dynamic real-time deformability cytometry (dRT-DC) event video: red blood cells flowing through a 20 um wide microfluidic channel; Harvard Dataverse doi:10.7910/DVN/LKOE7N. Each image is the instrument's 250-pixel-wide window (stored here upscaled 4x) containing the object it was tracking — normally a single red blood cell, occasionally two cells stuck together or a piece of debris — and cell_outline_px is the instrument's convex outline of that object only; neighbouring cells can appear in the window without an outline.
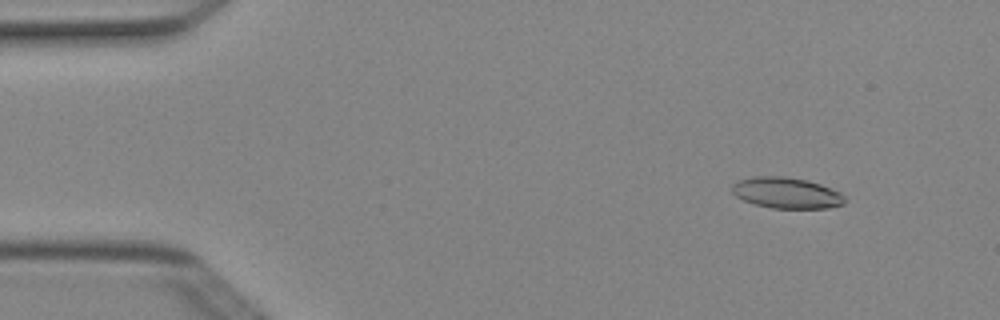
{"species": "Egyptian fruit bat (a non-hibernating species)", "species_latin": "Rousettus aegyptiacus", "temperature_condition": "cold", "stored_images_in_passage": 4, "camera_frame_rate_fps": 3000, "um_per_image_px": 0.085, "animal": {"sex": "female"}, "frame": {"image": 1, "passage_image": 1, "time_ms": 0.0, "image_size_px": [1000, 320], "cell_outline_px": [[848, 200], [844, 204], [828, 208], [772, 208], [756, 204], [744, 200], [736, 196], [732, 192], [732, 184], [736, 180], [752, 176], [784, 176], [808, 180], [820, 184], [840, 192]], "centroid_in_image_um": [66.86, 16.38], "position_along_channel_um": 18.1, "area_um2": 20.52}}
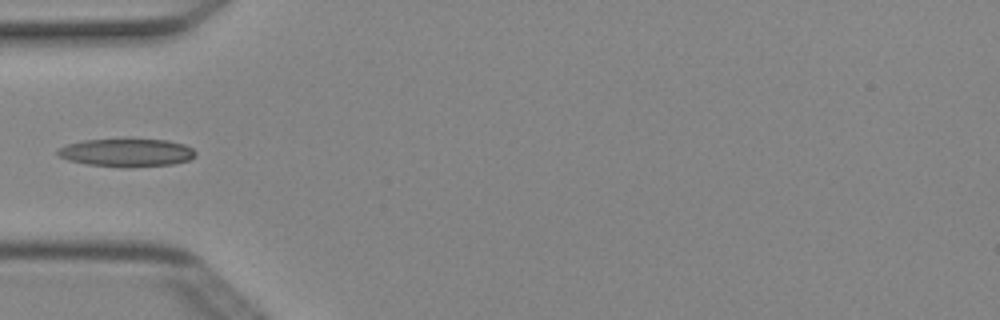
{"frame": {"image": 2, "passage_image": 3, "time_ms": 0.667, "image_size_px": [1000, 320], "cell_outline_px": [[196, 156], [188, 160], [172, 164], [132, 168], [124, 168], [88, 164], [68, 160], [60, 156], [56, 152], [60, 148], [68, 144], [84, 140], [124, 136], [168, 140], [184, 144], [192, 148], [196, 152]], "centroid_in_image_um": [10.8, 12.93], "position_along_channel_um": 74.2, "area_um2": 23.58}}
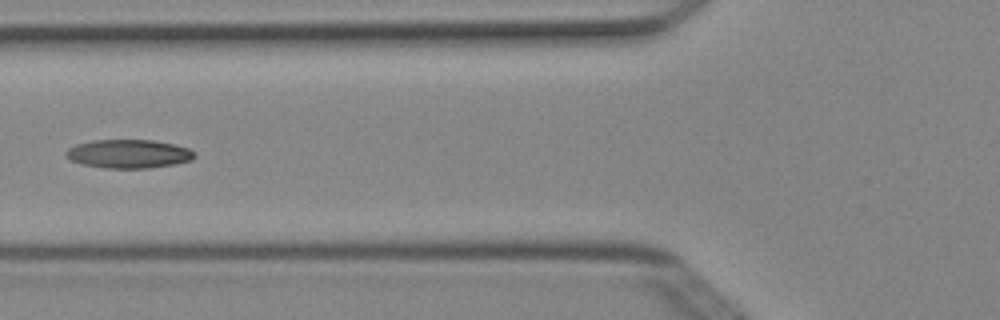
{"frame": {"image": 3, "passage_image": 4, "time_ms": 1.0, "image_size_px": [1000, 320], "cell_outline_px": [[196, 156], [192, 160], [176, 164], [148, 168], [104, 168], [84, 164], [72, 160], [64, 152], [68, 148], [76, 144], [92, 140], [152, 140], [176, 144], [188, 148], [196, 152]], "centroid_in_image_um": [10.99, 13.07], "position_along_channel_um": 114.8, "area_um2": 21.5}}